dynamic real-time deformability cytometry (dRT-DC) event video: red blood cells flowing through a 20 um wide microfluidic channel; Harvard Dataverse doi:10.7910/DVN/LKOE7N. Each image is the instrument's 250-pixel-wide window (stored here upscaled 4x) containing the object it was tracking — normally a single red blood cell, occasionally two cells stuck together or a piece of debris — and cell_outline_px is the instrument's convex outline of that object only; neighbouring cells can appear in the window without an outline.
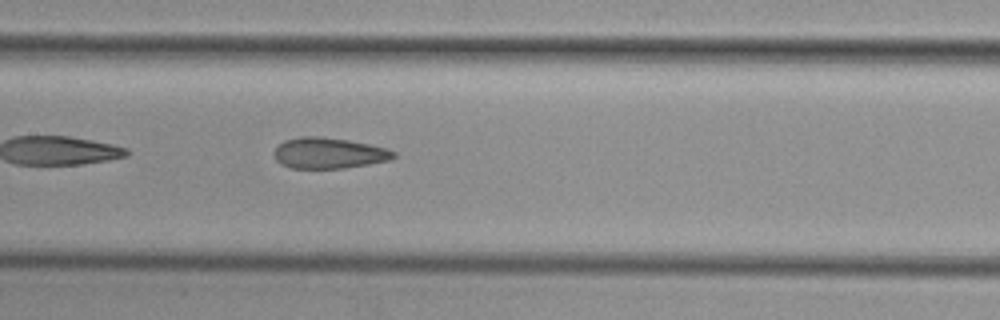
{"species": "common noctule bat (a hibernating species)", "species_latin": "Nyctalus noctula", "temperature_condition": "cold", "stored_images_in_passage": 34, "camera_frame_rate_fps": 3000, "um_per_image_px": 0.085, "animal": {"sex": "female", "body_mass_g": 29.2, "forearm_length_mm": 56.3}, "frame": {"image": 1, "passage_image": 10, "time_ms": 3.0, "image_size_px": [1000, 320], "cell_outline_px": [[396, 156], [392, 160], [344, 168], [292, 168], [280, 164], [276, 160], [276, 148], [284, 140], [300, 136], [316, 136], [348, 140], [388, 148], [396, 152]], "centroid_in_image_um": [27.99, 13.01], "position_along_channel_um": 179.4, "area_um2": 21.44}}
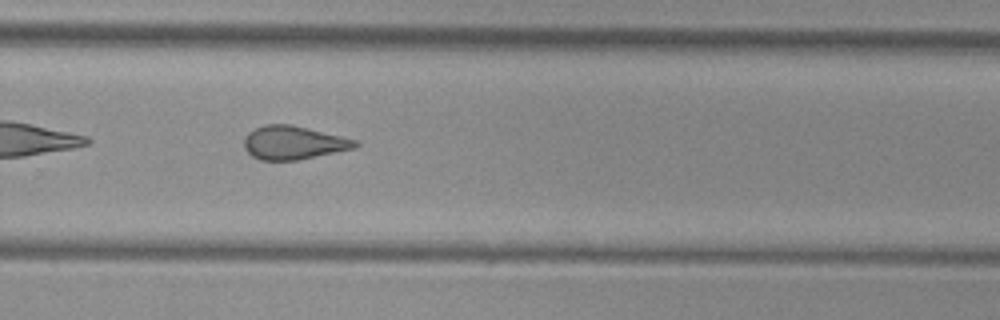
{"frame": {"image": 2, "passage_image": 20, "time_ms": 6.333, "image_size_px": [1000, 320], "cell_outline_px": [[360, 144], [356, 148], [300, 160], [260, 160], [252, 156], [244, 148], [244, 136], [248, 132], [264, 124], [292, 124], [360, 140]], "centroid_in_image_um": [24.99, 12.12], "position_along_channel_um": 304.8, "area_um2": 22.08}, "authors_computed_cell_mechanics": {"area_um2": 21.5883, "velocity_mm_per_s": 3.7727, "shape_relaxation_time_tau1_ms": null, "shape_relaxation_time_tau2_ms": 2.1727, "deformation_change_tau1": null, "deformation_change_tau2": 0.1128}}